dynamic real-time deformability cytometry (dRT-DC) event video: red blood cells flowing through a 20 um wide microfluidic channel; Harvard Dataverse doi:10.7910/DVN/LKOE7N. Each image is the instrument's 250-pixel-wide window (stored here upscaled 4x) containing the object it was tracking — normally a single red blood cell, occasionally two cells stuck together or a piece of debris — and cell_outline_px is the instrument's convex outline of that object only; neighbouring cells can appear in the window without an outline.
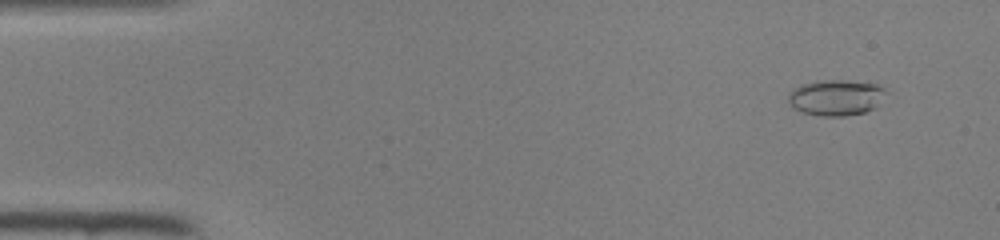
{"species": "common noctule bat (a hibernating species)", "species_latin": "Nyctalus noctula", "temperature_condition": "room temperature", "stored_images_in_passage": 47, "camera_frame_rate_fps": 3000, "um_per_image_px": 0.085, "animal": {"sex": "female", "body_mass_g": 22.0, "forearm_length_mm": 56.7}, "frame": {"image": 1, "passage_image": 4, "time_ms": 1.0, "image_size_px": [1000, 240], "cell_outline_px": [[884, 92], [872, 108], [864, 112], [844, 116], [820, 116], [800, 112], [792, 108], [788, 100], [788, 96], [792, 88], [800, 84], [816, 80], [840, 80], [876, 84]], "centroid_in_image_um": [70.9, 8.29], "position_along_channel_um": 14.1, "area_um2": 20.06}}
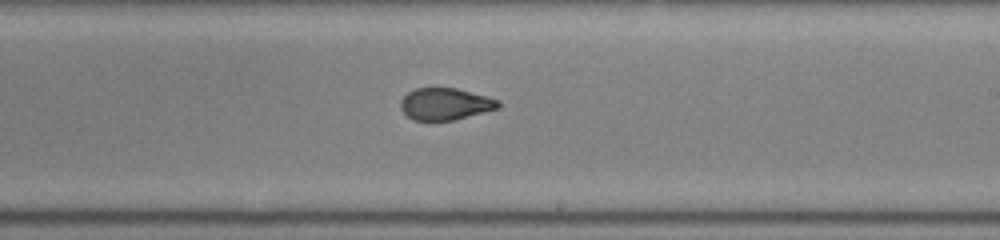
{"frame": {"image": 2, "passage_image": 28, "time_ms": 9.0, "image_size_px": [1000, 240], "cell_outline_px": [[500, 108], [456, 120], [412, 120], [400, 108], [400, 100], [408, 92], [416, 88], [456, 88], [500, 100]], "centroid_in_image_um": [37.85, 8.84], "position_along_channel_um": 251.1, "area_um2": 18.21}}
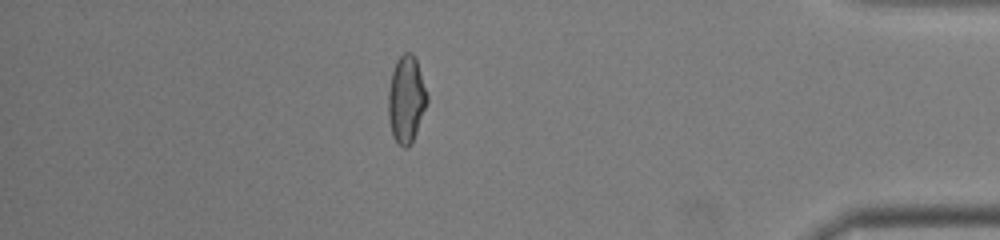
{"frame": {"image": 3, "passage_image": 41, "time_ms": 13.333, "image_size_px": [1000, 240], "cell_outline_px": [[428, 100], [416, 132], [408, 148], [404, 148], [392, 136], [388, 120], [388, 92], [392, 72], [396, 60], [404, 52], [412, 52], [416, 56], [428, 96]], "centroid_in_image_um": [34.52, 8.4], "position_along_channel_um": 400.7, "area_um2": 19.77}}